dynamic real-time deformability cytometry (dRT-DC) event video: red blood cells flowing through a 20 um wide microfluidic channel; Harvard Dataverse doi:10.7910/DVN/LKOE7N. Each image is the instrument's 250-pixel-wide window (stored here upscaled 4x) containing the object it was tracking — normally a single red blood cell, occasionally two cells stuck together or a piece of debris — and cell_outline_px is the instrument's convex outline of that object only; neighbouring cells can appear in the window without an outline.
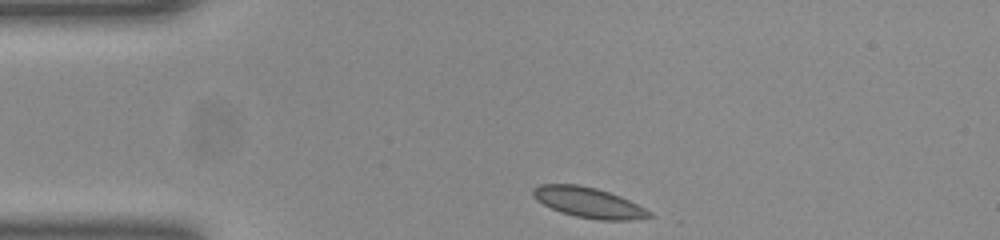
{"species": "common noctule bat (a hibernating species)", "species_latin": "Nyctalus noctula", "temperature_condition": "room temperature", "stored_images_in_passage": 33, "camera_frame_rate_fps": 3000, "um_per_image_px": 0.085, "animal": {"sex": "female", "body_mass_g": 23.0, "forearm_length_mm": 53.4}, "frame": {"image": 1, "passage_image": 1, "time_ms": 0.0, "image_size_px": [1000, 240], "cell_outline_px": [[652, 216], [632, 220], [600, 220], [576, 216], [560, 212], [544, 204], [532, 192], [540, 184], [576, 184], [596, 188], [620, 196], [652, 212]], "centroid_in_image_um": [50.07, 17.22], "position_along_channel_um": 34.9, "area_um2": 20.06}}
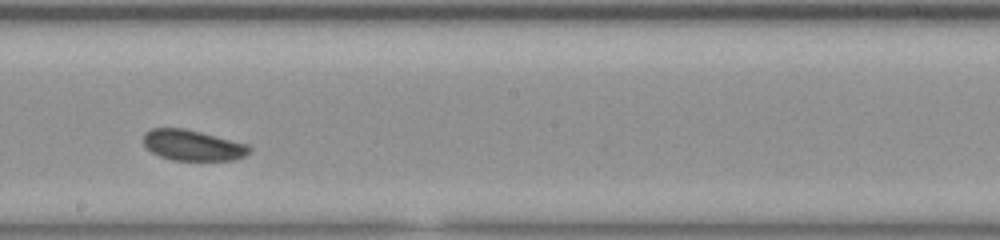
{"frame": {"image": 2, "passage_image": 19, "time_ms": 6.0, "image_size_px": [1000, 240], "cell_outline_px": [[252, 148], [244, 156], [232, 160], [172, 160], [160, 156], [152, 152], [144, 144], [144, 132], [152, 128], [184, 128], [248, 144]], "centroid_in_image_um": [16.37, 12.34], "position_along_channel_um": 231.8, "area_um2": 18.79}}
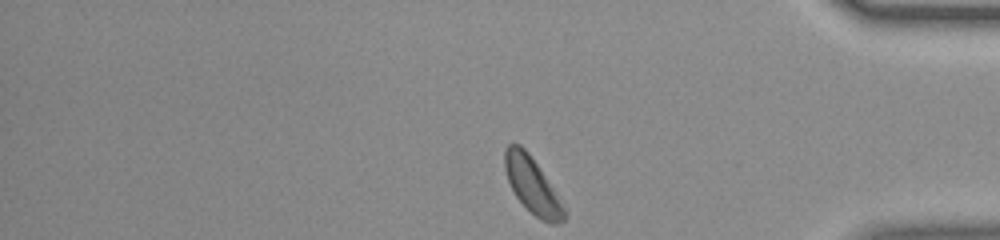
{"frame": {"image": 3, "passage_image": 33, "time_ms": 10.667, "image_size_px": [1000, 240], "cell_outline_px": [[568, 216], [560, 224], [548, 224], [540, 220], [516, 196], [508, 180], [504, 168], [504, 152], [508, 144], [520, 144], [528, 152], [544, 176], [564, 208]], "centroid_in_image_um": [45.23, 15.78], "position_along_channel_um": 390.0, "area_um2": 18.79}, "authors_computed_cell_mechanics": {"area_um2": 19.5942, "velocity_mm_per_s": 3.917, "shape_relaxation_time_tau1_ms": 1.8514, "shape_relaxation_time_tau2_ms": 3.8994, "deformation_change_tau1": 0.03, "deformation_change_tau2": 0.0555}}